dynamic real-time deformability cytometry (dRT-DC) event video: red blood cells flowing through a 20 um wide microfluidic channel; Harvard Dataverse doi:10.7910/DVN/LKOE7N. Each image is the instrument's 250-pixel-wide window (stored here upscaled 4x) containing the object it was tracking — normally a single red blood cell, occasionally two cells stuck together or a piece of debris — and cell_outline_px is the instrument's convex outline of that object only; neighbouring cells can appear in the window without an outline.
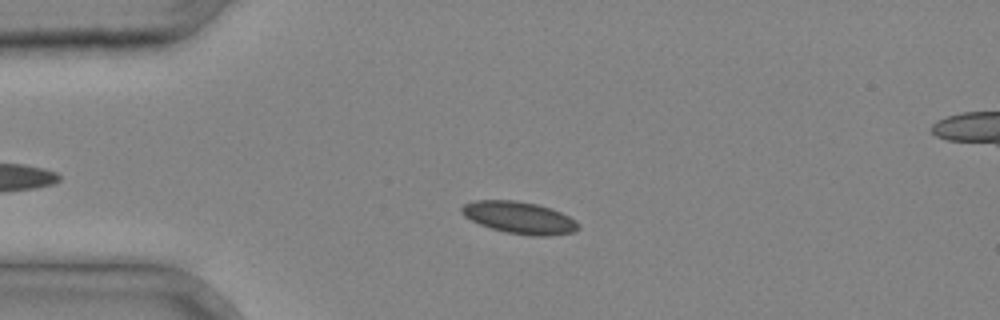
{"species": "common noctule bat (a hibernating species)", "species_latin": "Nyctalus noctula", "temperature_condition": "cold", "stored_images_in_passage": 32, "camera_frame_rate_fps": 3000, "um_per_image_px": 0.085, "animal": {"sex": "male", "body_mass_g": 20.4}, "frame": {"image": 1, "passage_image": 4, "time_ms": 1.0, "image_size_px": [1000, 320], "cell_outline_px": [[580, 228], [572, 232], [548, 236], [532, 236], [508, 232], [492, 228], [480, 224], [464, 216], [460, 212], [460, 208], [464, 204], [476, 200], [516, 200], [536, 204], [552, 208], [576, 220], [580, 224]], "centroid_in_image_um": [44.16, 18.49], "position_along_channel_um": 40.8, "area_um2": 21.73}}
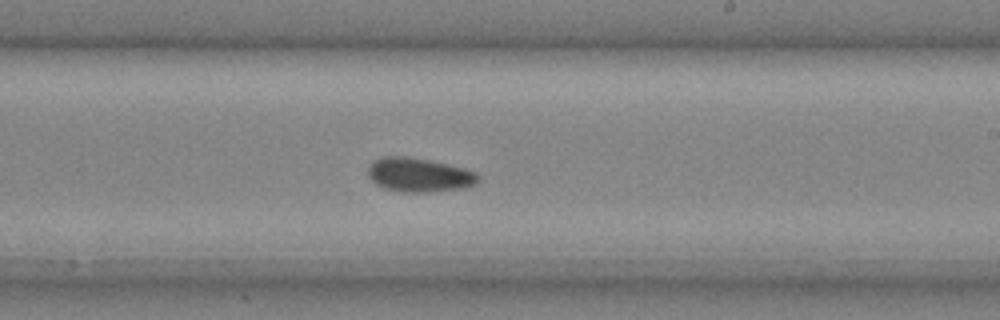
{"frame": {"image": 2, "passage_image": 18, "time_ms": 5.667, "image_size_px": [1000, 320], "cell_outline_px": [[480, 180], [476, 184], [464, 188], [424, 192], [400, 192], [384, 188], [376, 184], [368, 176], [368, 168], [372, 160], [384, 156], [404, 156], [428, 160], [448, 164], [464, 168], [476, 172], [480, 176]], "centroid_in_image_um": [35.62, 14.86], "position_along_channel_um": 253.4, "area_um2": 21.96}}
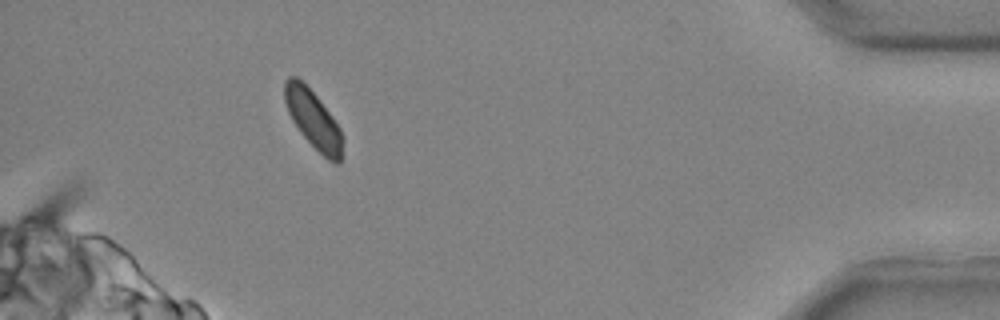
{"frame": {"image": 3, "passage_image": 30, "time_ms": 9.667, "image_size_px": [1000, 320], "cell_outline_px": [[344, 140], [340, 164], [336, 164], [328, 160], [300, 132], [292, 120], [288, 112], [284, 100], [284, 80], [288, 76], [296, 76], [320, 100], [332, 116], [340, 128], [344, 136]], "centroid_in_image_um": [26.64, 10.16], "position_along_channel_um": 408.6, "area_um2": 19.59}}